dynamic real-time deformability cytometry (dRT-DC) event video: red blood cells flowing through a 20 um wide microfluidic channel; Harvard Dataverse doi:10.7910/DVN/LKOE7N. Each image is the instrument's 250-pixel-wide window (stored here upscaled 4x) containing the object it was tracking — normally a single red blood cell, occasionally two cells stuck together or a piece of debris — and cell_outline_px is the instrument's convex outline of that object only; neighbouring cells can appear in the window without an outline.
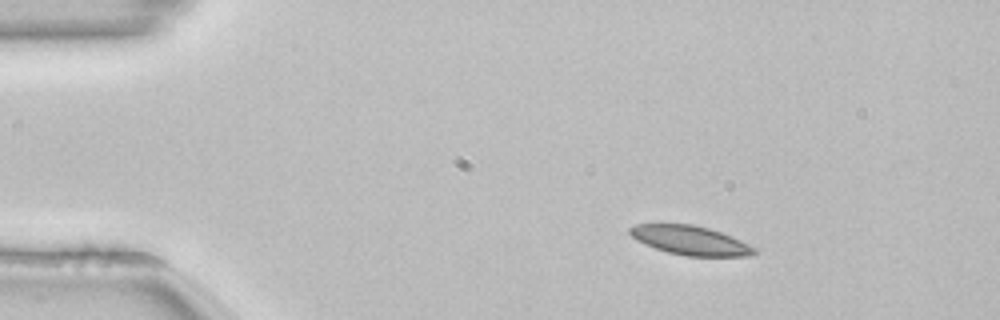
{"species": "common noctule bat (a hibernating species)", "species_latin": "Nyctalus noctula", "temperature_condition": "room temperature", "stored_images_in_passage": 46, "camera_frame_rate_fps": 3000, "um_per_image_px": 0.085, "animal": {"sex": "female", "body_mass_g": 22.7, "forearm_length_mm": 54.2}, "frame": {"image": 1, "passage_image": 1, "time_ms": 0.0, "image_size_px": [1000, 320], "cell_outline_px": [[756, 252], [752, 256], [688, 256], [668, 252], [644, 244], [636, 240], [628, 232], [628, 228], [636, 224], [692, 224], [708, 228], [720, 232], [740, 240], [756, 248]], "centroid_in_image_um": [58.66, 20.43], "position_along_channel_um": 26.3, "area_um2": 20.98}}
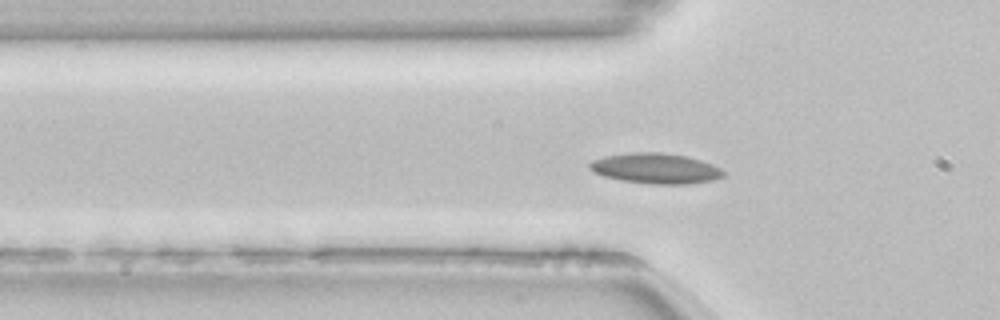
{"frame": {"image": 2, "passage_image": 10, "time_ms": 3.0, "image_size_px": [1000, 320], "cell_outline_px": [[724, 176], [712, 180], [688, 184], [652, 184], [624, 180], [604, 176], [588, 168], [588, 164], [592, 160], [604, 156], [632, 152], [660, 152], [684, 156], [700, 160], [712, 164], [720, 168], [724, 172]], "centroid_in_image_um": [55.72, 14.31], "position_along_channel_um": 70.1, "area_um2": 23.47}}
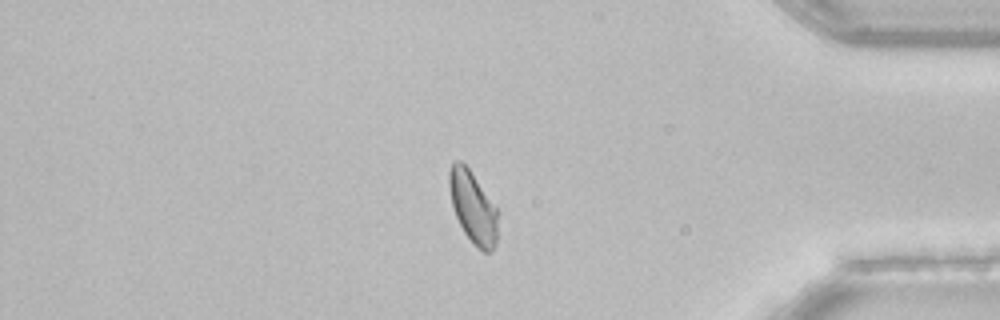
{"frame": {"image": 3, "passage_image": 38, "time_ms": 12.333, "image_size_px": [1000, 320], "cell_outline_px": [[500, 212], [496, 244], [492, 252], [484, 252], [476, 248], [472, 244], [464, 232], [456, 216], [452, 204], [448, 184], [448, 172], [452, 164], [456, 160], [460, 160], [468, 168]], "centroid_in_image_um": [40.23, 17.67], "position_along_channel_um": 395.0, "area_um2": 20.69}, "authors_computed_cell_mechanics": {"area_um2": 21.1259, "velocity_mm_per_s": 3.8053, "shape_relaxation_time_tau1_ms": 6.9568, "shape_relaxation_time_tau2_ms": 11.2034, "deformation_change_tau1": 0.1167, "deformation_change_tau2": 0.1368}}